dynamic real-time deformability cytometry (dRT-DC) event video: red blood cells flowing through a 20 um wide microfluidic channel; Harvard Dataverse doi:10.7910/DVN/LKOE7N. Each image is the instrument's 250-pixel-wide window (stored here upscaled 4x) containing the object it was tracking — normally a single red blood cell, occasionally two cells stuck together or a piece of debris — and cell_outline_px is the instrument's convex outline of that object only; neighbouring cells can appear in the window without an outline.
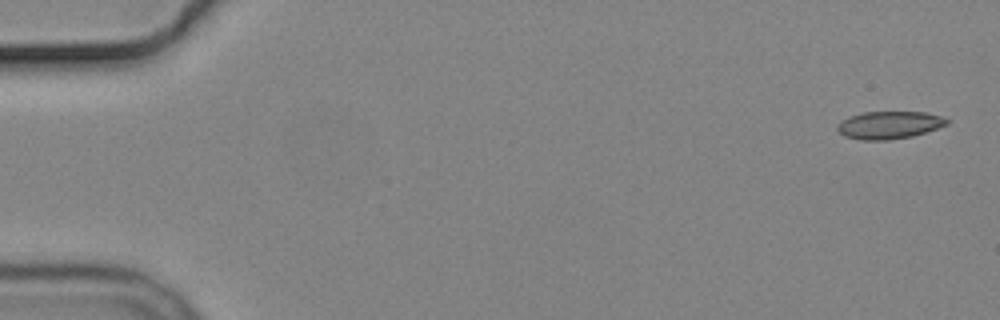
{"species": "common noctule bat (a hibernating species)", "species_latin": "Nyctalus noctula", "temperature_condition": "cold", "stored_images_in_passage": 5, "camera_frame_rate_fps": 3000, "um_per_image_px": 0.085, "animal": {"sex": "male", "body_mass_g": 19.2, "forearm_length_mm": 51.8}, "frame": {"image": 1, "passage_image": 1, "time_ms": 0.0, "image_size_px": [1000, 320], "cell_outline_px": [[948, 124], [912, 136], [888, 140], [860, 140], [844, 136], [836, 128], [836, 124], [848, 116], [864, 112], [924, 112], [940, 116], [948, 120]], "centroid_in_image_um": [75.52, 10.63], "position_along_channel_um": 9.5, "area_um2": 17.51}}
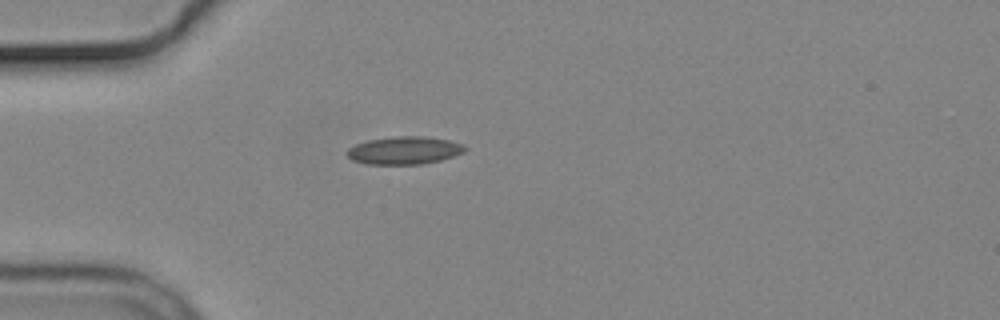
{"frame": {"image": 2, "passage_image": 5, "time_ms": 4.667, "image_size_px": [1000, 320], "cell_outline_px": [[468, 148], [464, 152], [440, 160], [420, 164], [368, 164], [352, 160], [344, 152], [348, 148], [356, 144], [368, 140], [392, 136], [424, 136], [448, 140], [464, 144]], "centroid_in_image_um": [34.35, 12.77], "position_along_channel_um": 50.6, "area_um2": 19.13}}